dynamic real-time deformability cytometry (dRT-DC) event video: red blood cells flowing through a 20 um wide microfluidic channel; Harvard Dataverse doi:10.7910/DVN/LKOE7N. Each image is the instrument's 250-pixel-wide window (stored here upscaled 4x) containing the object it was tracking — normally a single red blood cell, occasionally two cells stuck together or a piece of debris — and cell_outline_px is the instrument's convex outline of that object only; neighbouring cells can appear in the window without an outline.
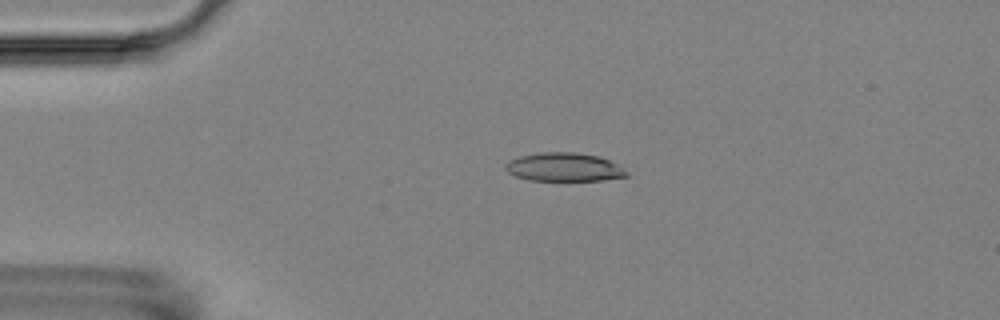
{"species": "Egyptian fruit bat (a non-hibernating species)", "species_latin": "Rousettus aegyptiacus", "temperature_condition": "room temperature", "stored_images_in_passage": 2, "camera_frame_rate_fps": 3000, "um_per_image_px": 0.085, "animal": {"sex": "female"}, "frame": {"image": 1, "passage_image": 1, "time_ms": 0.0, "image_size_px": [1000, 320], "cell_outline_px": [[628, 176], [604, 180], [528, 180], [516, 176], [508, 172], [504, 168], [504, 164], [508, 160], [520, 156], [540, 152], [576, 152], [600, 156], [620, 164], [628, 172]], "centroid_in_image_um": [47.97, 14.19], "position_along_channel_um": 37.0, "area_um2": 20.4}}